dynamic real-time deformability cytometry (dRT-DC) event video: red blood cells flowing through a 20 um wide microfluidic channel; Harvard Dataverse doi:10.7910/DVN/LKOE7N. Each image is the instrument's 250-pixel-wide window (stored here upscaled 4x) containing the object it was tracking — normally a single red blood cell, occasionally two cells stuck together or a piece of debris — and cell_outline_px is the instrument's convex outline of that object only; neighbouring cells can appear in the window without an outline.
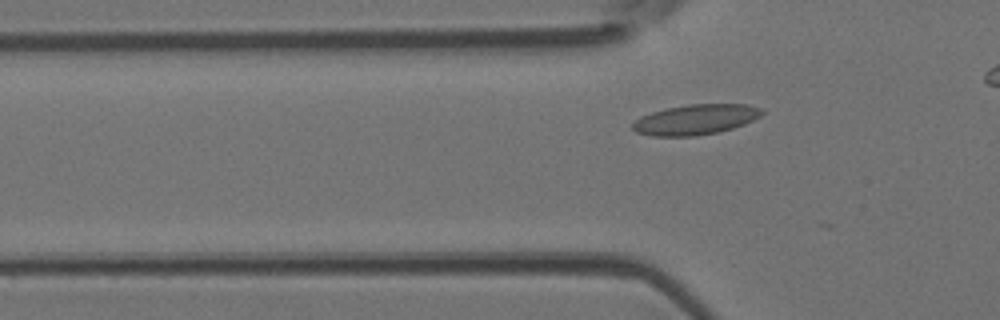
{"species": "Egyptian fruit bat (a non-hibernating species)", "species_latin": "Rousettus aegyptiacus", "temperature_condition": "room temperature", "stored_images_in_passage": 5, "camera_frame_rate_fps": 3000, "um_per_image_px": 0.085, "animal": {"sex": "female"}, "frame": {"image": 1, "passage_image": 3, "time_ms": 0.667, "image_size_px": [1000, 320], "cell_outline_px": [[764, 112], [760, 116], [744, 124], [720, 132], [696, 136], [652, 136], [636, 132], [632, 128], [632, 124], [640, 116], [664, 108], [688, 104], [744, 104], [760, 108]], "centroid_in_image_um": [59.09, 10.16], "position_along_channel_um": 66.7, "area_um2": 22.83}}